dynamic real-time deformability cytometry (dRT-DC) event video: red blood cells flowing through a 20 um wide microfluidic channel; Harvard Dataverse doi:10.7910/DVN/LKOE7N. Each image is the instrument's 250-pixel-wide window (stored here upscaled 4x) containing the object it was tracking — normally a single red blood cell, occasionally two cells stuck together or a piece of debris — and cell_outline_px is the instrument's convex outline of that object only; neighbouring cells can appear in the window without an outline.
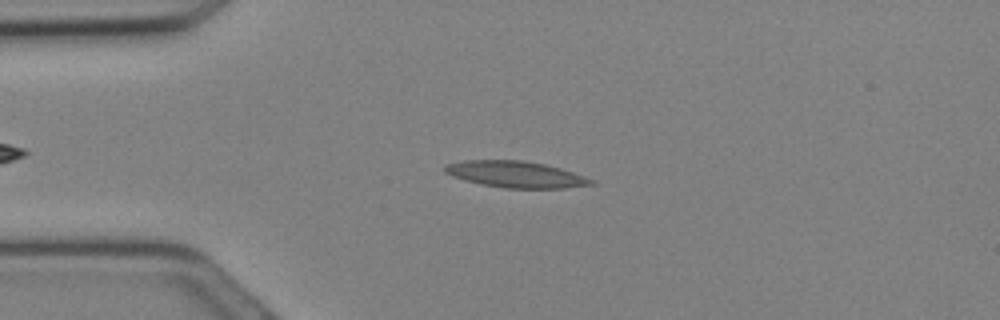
{"species": "Egyptian fruit bat (a non-hibernating species)", "species_latin": "Rousettus aegyptiacus", "temperature_condition": "cold", "stored_images_in_passage": 17, "camera_frame_rate_fps": 3000, "um_per_image_px": 0.085, "animal": {"sex": "female"}, "frame": {"image": 1, "passage_image": 6, "time_ms": 1.667, "image_size_px": [1000, 320], "cell_outline_px": [[596, 184], [564, 188], [504, 188], [480, 184], [464, 180], [452, 176], [444, 172], [444, 164], [464, 160], [524, 160], [544, 164], [560, 168], [596, 180]], "centroid_in_image_um": [43.82, 14.82], "position_along_channel_um": 41.2, "area_um2": 22.66}}
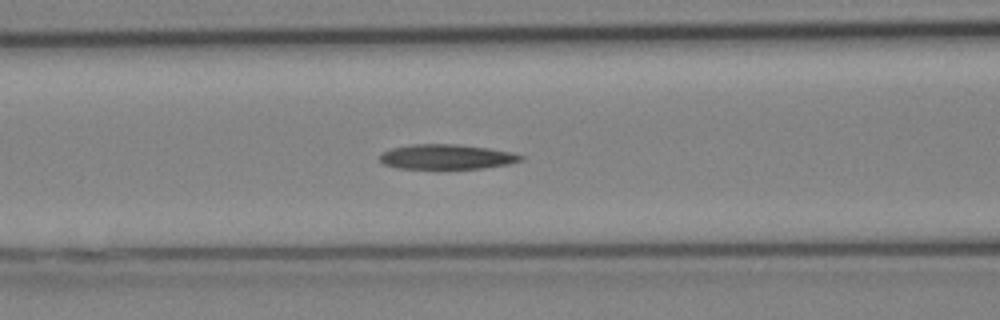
{"frame": {"image": 2, "passage_image": 11, "time_ms": 3.333, "image_size_px": [1000, 320], "cell_outline_px": [[524, 160], [508, 164], [480, 168], [396, 168], [384, 164], [380, 160], [380, 156], [384, 152], [392, 148], [412, 144], [456, 144], [488, 148], [512, 152], [524, 156]], "centroid_in_image_um": [37.99, 13.32], "position_along_channel_um": 128.6, "area_um2": 20.23}}
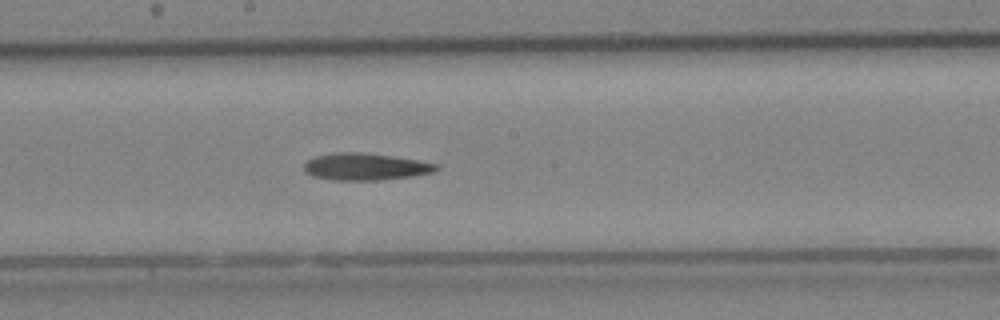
{"frame": {"image": 3, "passage_image": 15, "time_ms": 4.667, "image_size_px": [1000, 320], "cell_outline_px": [[440, 168], [432, 172], [412, 176], [380, 180], [332, 180], [312, 176], [304, 168], [304, 164], [308, 160], [316, 156], [336, 152], [360, 152], [392, 156], [440, 164]], "centroid_in_image_um": [31.07, 14.17], "position_along_channel_um": 217.1, "area_um2": 20.69}}